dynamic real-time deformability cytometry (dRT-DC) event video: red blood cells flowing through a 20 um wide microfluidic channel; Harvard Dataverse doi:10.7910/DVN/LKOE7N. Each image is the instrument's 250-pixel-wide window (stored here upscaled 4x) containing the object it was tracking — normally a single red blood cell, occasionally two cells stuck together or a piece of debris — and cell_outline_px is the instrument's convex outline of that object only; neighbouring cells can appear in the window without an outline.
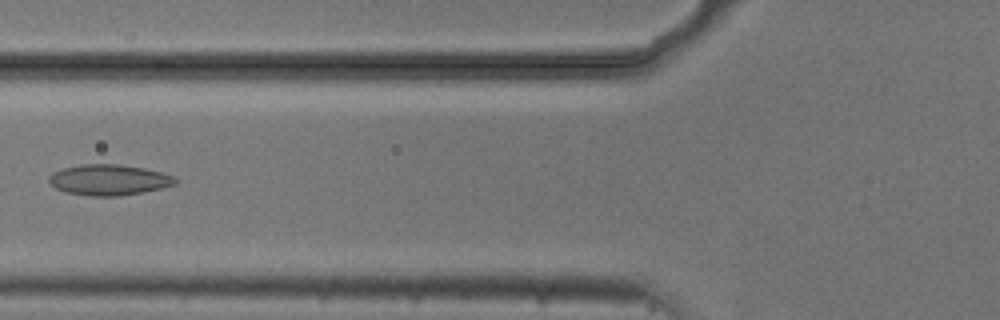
{"species": "common noctule bat (a hibernating species)", "species_latin": "Nyctalus noctula", "temperature_condition": "cold", "stored_images_in_passage": 6, "camera_frame_rate_fps": 3000, "um_per_image_px": 0.085, "animal": {"sex": "male", "body_mass_g": 20.5, "forearm_length_mm": 52.5}, "frame": {"image": 1, "passage_image": 6, "time_ms": 1.667, "image_size_px": [1000, 320], "cell_outline_px": [[176, 184], [144, 192], [120, 196], [92, 196], [64, 192], [48, 184], [48, 176], [52, 172], [60, 168], [80, 164], [116, 164], [144, 168], [160, 172], [172, 176], [176, 180]], "centroid_in_image_um": [9.17, 15.29], "position_along_channel_um": 116.6, "area_um2": 22.77}}